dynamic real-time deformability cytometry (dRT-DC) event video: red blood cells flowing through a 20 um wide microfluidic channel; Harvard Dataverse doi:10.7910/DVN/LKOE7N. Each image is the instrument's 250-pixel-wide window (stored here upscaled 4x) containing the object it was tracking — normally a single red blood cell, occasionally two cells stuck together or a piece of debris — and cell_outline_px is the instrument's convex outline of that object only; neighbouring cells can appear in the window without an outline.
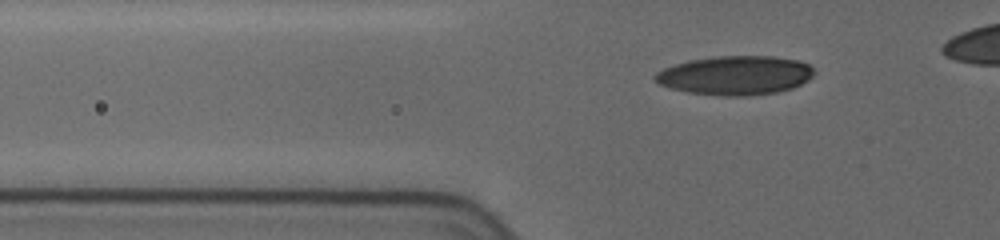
{"species": "human", "species_latin": "Homo sapiens", "temperature_condition": "cold", "stored_images_in_passage": 47, "camera_frame_rate_fps": 3000, "um_per_image_px": 0.085, "donor": {"sex": "female"}, "frame": {"image": 1, "passage_image": 9, "time_ms": 1.333, "image_size_px": [1000, 240], "cell_outline_px": [[816, 72], [808, 80], [792, 88], [776, 92], [744, 96], [724, 96], [688, 92], [672, 88], [660, 84], [652, 76], [656, 72], [664, 68], [688, 60], [716, 56], [772, 56], [796, 60], [808, 64]], "centroid_in_image_um": [62.5, 6.4], "position_along_channel_um": 63.3, "area_um2": 36.01}}
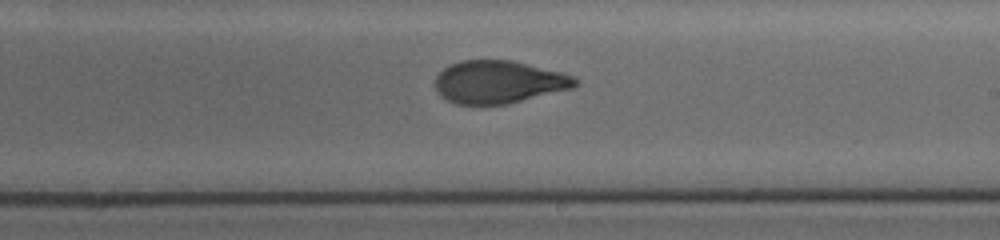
{"frame": {"image": 2, "passage_image": 33, "time_ms": 6.667, "image_size_px": [1000, 240], "cell_outline_px": [[580, 84], [572, 88], [504, 104], [456, 104], [448, 100], [436, 88], [436, 76], [448, 64], [460, 60], [512, 60], [576, 76], [580, 80]], "centroid_in_image_um": [42.42, 6.95], "position_along_channel_um": 246.6, "area_um2": 34.56}}
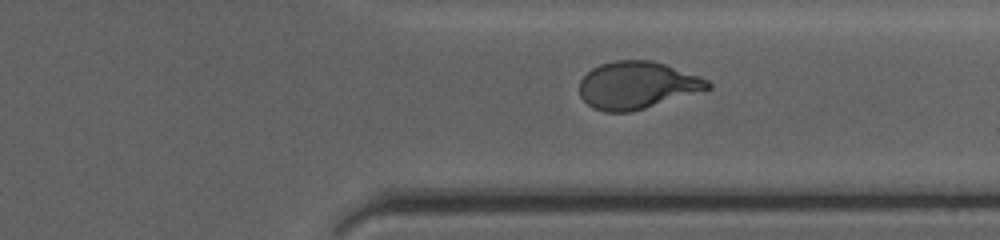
{"frame": {"image": 3, "passage_image": 46, "time_ms": 9.667, "image_size_px": [1000, 240], "cell_outline_px": [[712, 88], [632, 112], [604, 112], [592, 108], [580, 96], [580, 80], [592, 68], [600, 64], [616, 60], [652, 60], [700, 76], [708, 80], [712, 84]], "centroid_in_image_um": [54.15, 7.25], "position_along_channel_um": 357.3, "area_um2": 35.37}}